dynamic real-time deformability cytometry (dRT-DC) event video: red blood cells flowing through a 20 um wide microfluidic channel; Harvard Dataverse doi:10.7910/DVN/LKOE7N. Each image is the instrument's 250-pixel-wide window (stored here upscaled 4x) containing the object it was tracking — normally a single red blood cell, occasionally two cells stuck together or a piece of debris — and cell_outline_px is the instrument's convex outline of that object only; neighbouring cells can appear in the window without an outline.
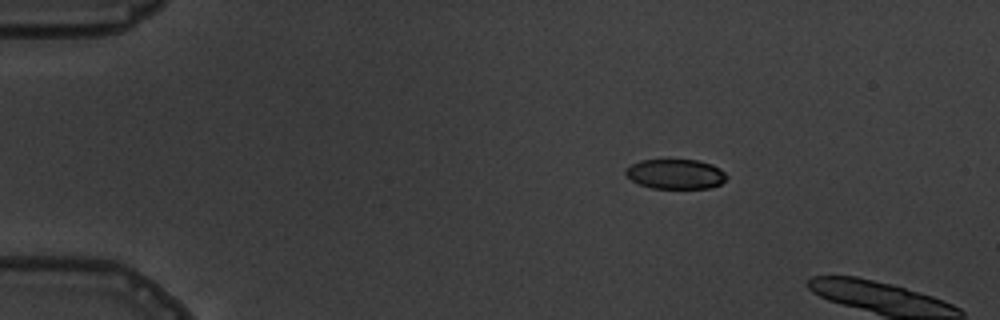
{"species": "common noctule bat (a hibernating species)", "species_latin": "Nyctalus noctula", "temperature_condition": "warm", "stored_images_in_passage": 5, "camera_frame_rate_fps": 3000, "um_per_image_px": 0.085, "animal": {"sex": "male", "body_mass_g": 19.5, "forearm_length_mm": 54.6}, "frame": {"image": 1, "passage_image": 3, "time_ms": 2.333, "image_size_px": [1000, 320], "cell_outline_px": [[728, 176], [720, 184], [708, 188], [652, 188], [640, 184], [632, 180], [624, 172], [624, 168], [640, 160], [696, 160], [712, 164], [720, 168]], "centroid_in_image_um": [57.41, 14.79], "position_along_channel_um": 27.6, "area_um2": 17.46}}